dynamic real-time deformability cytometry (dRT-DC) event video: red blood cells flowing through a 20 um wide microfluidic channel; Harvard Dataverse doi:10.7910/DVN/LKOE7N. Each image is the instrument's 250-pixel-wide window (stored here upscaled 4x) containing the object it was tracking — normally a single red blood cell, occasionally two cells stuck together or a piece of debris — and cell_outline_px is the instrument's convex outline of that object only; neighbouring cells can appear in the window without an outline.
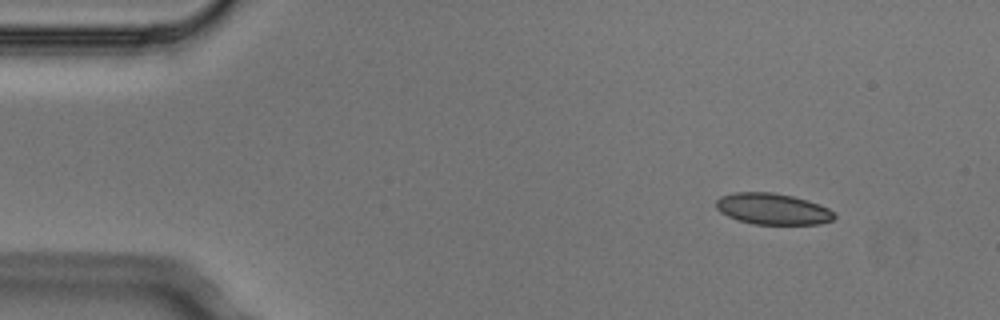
{"species": "Egyptian fruit bat (a non-hibernating species)", "species_latin": "Rousettus aegyptiacus", "temperature_condition": "cold", "stored_images_in_passage": 3, "camera_frame_rate_fps": 3000, "um_per_image_px": 0.085, "animal": {"sex": "male"}, "frame": {"image": 1, "passage_image": 1, "time_ms": 0.0, "image_size_px": [1000, 320], "cell_outline_px": [[836, 216], [832, 220], [820, 224], [752, 224], [736, 220], [720, 212], [716, 208], [716, 200], [720, 196], [736, 192], [772, 192], [792, 196], [808, 200], [820, 204], [828, 208]], "centroid_in_image_um": [65.66, 17.76], "position_along_channel_um": 19.3, "area_um2": 21.62}}